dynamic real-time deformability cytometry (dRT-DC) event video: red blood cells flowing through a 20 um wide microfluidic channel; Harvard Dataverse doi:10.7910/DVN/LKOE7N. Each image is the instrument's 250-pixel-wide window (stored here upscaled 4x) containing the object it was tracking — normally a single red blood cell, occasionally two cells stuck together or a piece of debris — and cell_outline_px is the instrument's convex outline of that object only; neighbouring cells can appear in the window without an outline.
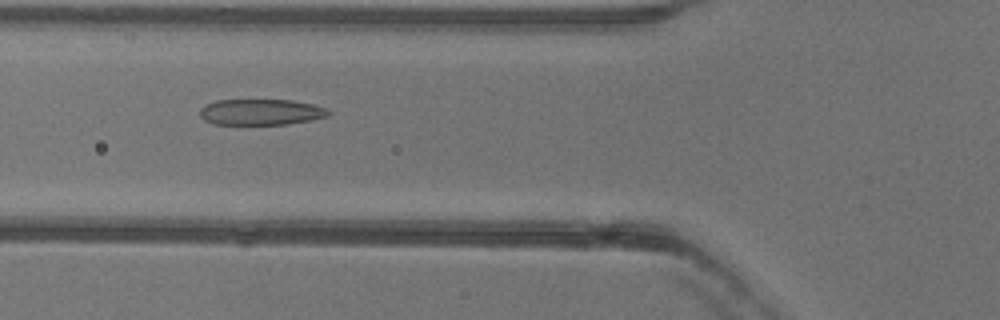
{"species": "common noctule bat (a hibernating species)", "species_latin": "Nyctalus noctula", "temperature_condition": "warm", "stored_images_in_passage": 52, "camera_frame_rate_fps": 3000, "um_per_image_px": 0.085, "animal": {"sex": "female"}, "frame": {"image": 1, "passage_image": 19, "time_ms": 6.0, "image_size_px": [1000, 320], "cell_outline_px": [[332, 112], [328, 116], [312, 120], [288, 124], [212, 124], [204, 120], [200, 116], [200, 108], [204, 104], [216, 100], [292, 100], [312, 104], [328, 108]], "centroid_in_image_um": [22.18, 9.52], "position_along_channel_um": 103.6, "area_um2": 19.65}}
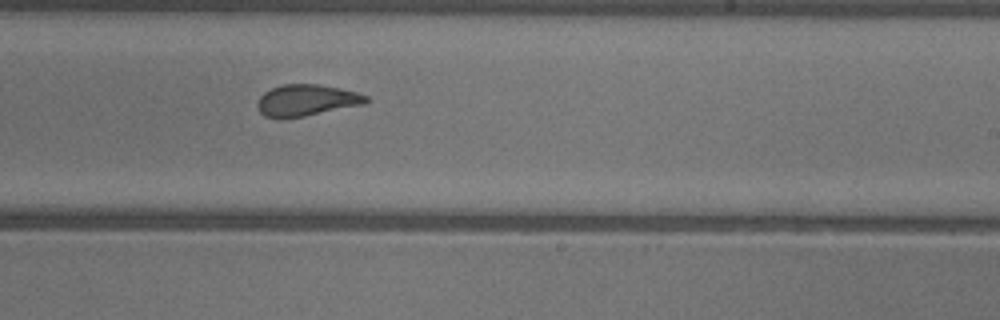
{"frame": {"image": 2, "passage_image": 31, "time_ms": 10.0, "image_size_px": [1000, 320], "cell_outline_px": [[372, 100], [364, 104], [304, 116], [280, 120], [264, 116], [256, 108], [256, 104], [260, 96], [264, 92], [272, 88], [284, 84], [320, 84], [340, 88], [356, 92], [368, 96]], "centroid_in_image_um": [26.03, 8.54], "position_along_channel_um": 263.0, "area_um2": 20.23}}
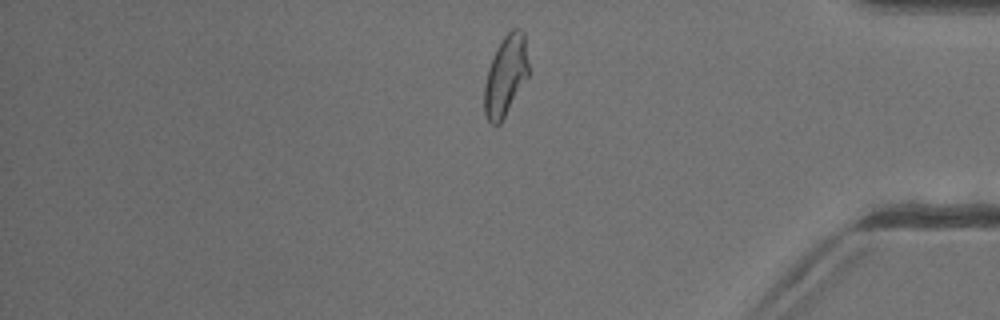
{"frame": {"image": 3, "passage_image": 43, "time_ms": 14.0, "image_size_px": [1000, 320], "cell_outline_px": [[528, 76], [500, 124], [492, 124], [488, 120], [484, 112], [484, 84], [488, 68], [496, 48], [504, 36], [512, 28], [520, 28], [524, 32], [528, 64]], "centroid_in_image_um": [42.97, 6.41], "position_along_channel_um": 392.2, "area_um2": 20.58}, "authors_computed_cell_mechanics": {"area_um2": 21.5305, "velocity_mm_per_s": 3.9854, "shape_relaxation_time_tau1_ms": 7.4517, "shape_relaxation_time_tau2_ms": 1.1319, "deformation_change_tau1": 0.2155, "deformation_change_tau2": 0.0746}}